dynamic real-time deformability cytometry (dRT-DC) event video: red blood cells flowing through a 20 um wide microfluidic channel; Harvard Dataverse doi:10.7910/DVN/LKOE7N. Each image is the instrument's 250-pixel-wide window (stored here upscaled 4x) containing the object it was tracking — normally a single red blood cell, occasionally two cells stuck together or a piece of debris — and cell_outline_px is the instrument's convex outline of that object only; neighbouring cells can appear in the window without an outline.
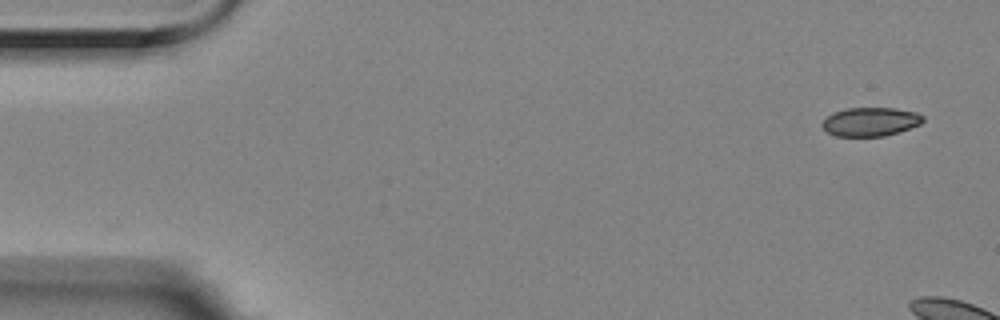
{"species": "Egyptian fruit bat (a non-hibernating species)", "species_latin": "Rousettus aegyptiacus", "temperature_condition": "room temperature", "stored_images_in_passage": 7, "camera_frame_rate_fps": 3000, "um_per_image_px": 0.085, "animal": {"sex": "female"}, "frame": {"image": 1, "passage_image": 1, "time_ms": 0.0, "image_size_px": [1000, 320], "cell_outline_px": [[924, 120], [920, 124], [900, 132], [884, 136], [836, 136], [828, 132], [820, 124], [832, 112], [844, 108], [896, 108], [916, 112], [924, 116]], "centroid_in_image_um": [74.0, 10.34], "position_along_channel_um": 11.0, "area_um2": 16.99}}